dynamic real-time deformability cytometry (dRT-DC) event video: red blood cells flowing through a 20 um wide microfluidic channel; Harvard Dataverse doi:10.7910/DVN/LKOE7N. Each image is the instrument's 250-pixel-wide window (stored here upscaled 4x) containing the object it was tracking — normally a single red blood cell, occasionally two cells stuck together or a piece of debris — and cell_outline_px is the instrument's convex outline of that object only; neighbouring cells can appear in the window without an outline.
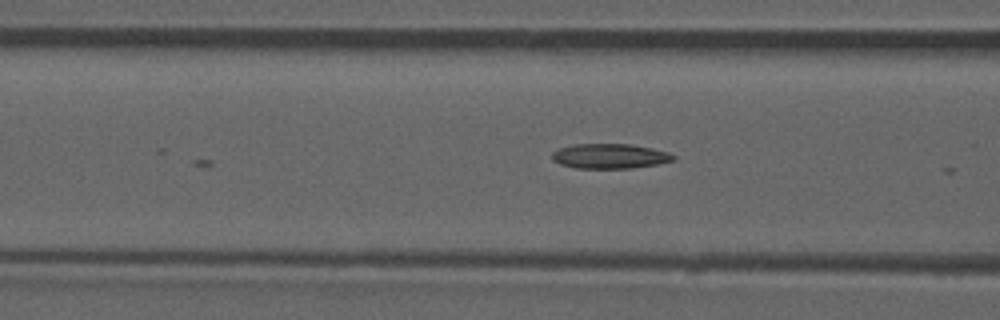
{"species": "common noctule bat (a hibernating species)", "species_latin": "Nyctalus noctula", "temperature_condition": "room temperature", "stored_images_in_passage": 8, "camera_frame_rate_fps": 3000, "um_per_image_px": 0.085, "animal": {"sex": "male", "forearm_length_mm": 52.5}, "frame": {"image": 1, "passage_image": 8, "time_ms": 2.333, "image_size_px": [1000, 320], "cell_outline_px": [[676, 160], [656, 164], [632, 168], [576, 168], [560, 164], [552, 160], [552, 152], [560, 148], [576, 144], [628, 144], [652, 148], [668, 152], [676, 156]], "centroid_in_image_um": [51.84, 13.27], "position_along_channel_um": 114.8, "area_um2": 17.51}}